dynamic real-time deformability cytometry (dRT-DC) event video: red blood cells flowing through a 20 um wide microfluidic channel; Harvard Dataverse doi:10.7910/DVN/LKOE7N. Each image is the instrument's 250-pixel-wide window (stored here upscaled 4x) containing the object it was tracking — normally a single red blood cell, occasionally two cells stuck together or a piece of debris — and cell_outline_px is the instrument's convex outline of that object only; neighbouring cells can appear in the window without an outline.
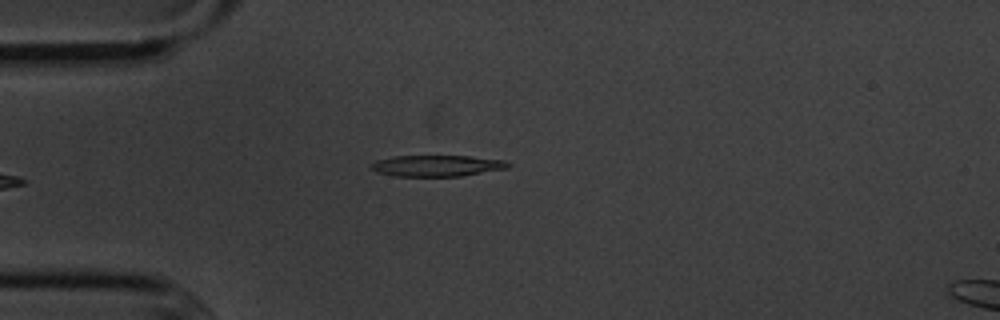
{"species": "common noctule bat (a hibernating species)", "species_latin": "Nyctalus noctula", "temperature_condition": "cold", "stored_images_in_passage": 4, "camera_frame_rate_fps": 3000, "um_per_image_px": 0.085, "animal": {"sex": "male", "body_mass_g": 20.1, "forearm_length_mm": 53.5}, "frame": {"image": 1, "passage_image": 4, "time_ms": 3.667, "image_size_px": [1000, 320], "cell_outline_px": [[512, 164], [508, 168], [460, 176], [396, 176], [376, 172], [372, 168], [372, 164], [376, 160], [392, 156], [468, 156], [504, 160]], "centroid_in_image_um": [37.15, 14.08], "position_along_channel_um": 47.9, "area_um2": 16.82}}